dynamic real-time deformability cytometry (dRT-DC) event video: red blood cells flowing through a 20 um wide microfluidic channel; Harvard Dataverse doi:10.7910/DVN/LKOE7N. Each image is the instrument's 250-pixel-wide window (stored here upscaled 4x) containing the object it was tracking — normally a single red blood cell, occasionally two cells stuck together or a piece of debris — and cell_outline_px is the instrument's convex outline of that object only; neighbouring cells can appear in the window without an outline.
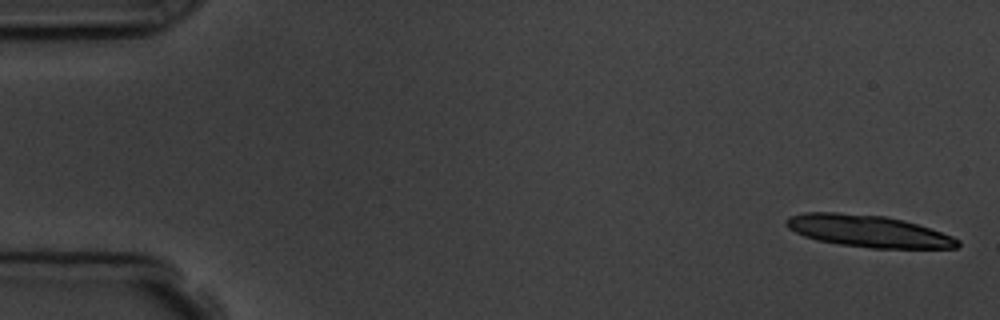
{"species": "common noctule bat (a hibernating species)", "species_latin": "Nyctalus noctula", "temperature_condition": "room temperature", "stored_images_in_passage": 4, "camera_frame_rate_fps": 3000, "um_per_image_px": 0.085, "animal": {"sex": "male", "body_mass_g": 19.5, "forearm_length_mm": 54.6}, "frame": {"image": 1, "passage_image": 1, "time_ms": 0.0, "image_size_px": [1000, 320], "cell_outline_px": [[960, 244], [956, 248], [872, 248], [840, 244], [816, 240], [804, 236], [788, 228], [784, 224], [784, 220], [788, 216], [804, 212], [836, 212], [884, 216], [904, 220], [952, 236], [960, 240]], "centroid_in_image_um": [73.74, 19.64], "position_along_channel_um": 11.3, "area_um2": 31.85}}